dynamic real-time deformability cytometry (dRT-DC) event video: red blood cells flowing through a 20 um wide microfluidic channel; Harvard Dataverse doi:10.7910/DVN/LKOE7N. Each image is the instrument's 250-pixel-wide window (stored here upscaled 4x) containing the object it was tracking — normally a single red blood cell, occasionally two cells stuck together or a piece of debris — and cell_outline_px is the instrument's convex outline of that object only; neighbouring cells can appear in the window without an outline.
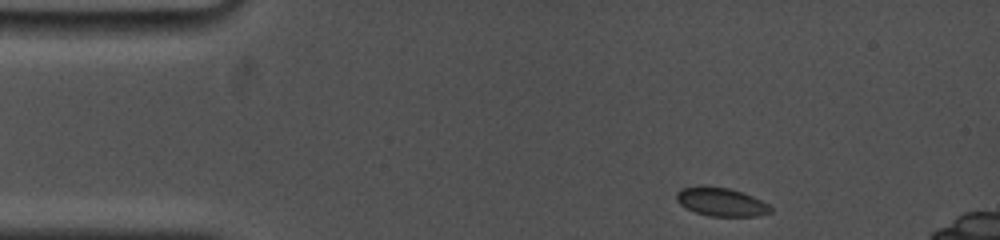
{"species": "common noctule bat (a hibernating species)", "species_latin": "Nyctalus noctula", "temperature_condition": "cold", "stored_images_in_passage": 5, "camera_frame_rate_fps": 5000, "um_per_image_px": 0.085, "animal": {"sex": "female", "body_mass_g": 19.0, "forearm_length_mm": 53.3}, "frame": {"image": 1, "passage_image": 1, "time_ms": 0.0, "image_size_px": [1000, 240], "cell_outline_px": [[772, 212], [756, 216], [708, 216], [696, 212], [680, 204], [676, 200], [676, 192], [680, 188], [700, 184], [728, 188], [744, 192], [768, 204], [772, 208]], "centroid_in_image_um": [61.26, 17.13], "position_along_channel_um": 23.7, "area_um2": 15.84}}
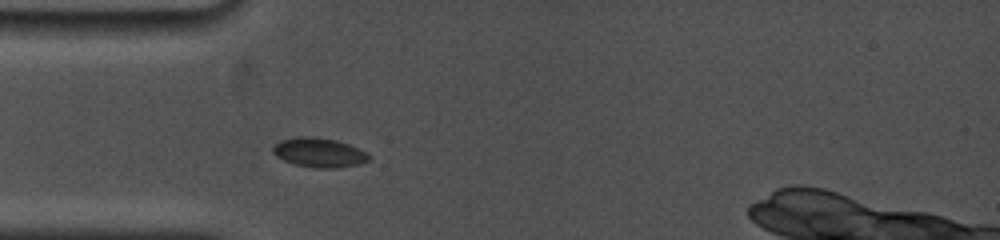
{"frame": {"image": 2, "passage_image": 5, "time_ms": 2.6, "image_size_px": [1000, 240], "cell_outline_px": [[372, 156], [368, 160], [360, 164], [336, 168], [316, 168], [296, 164], [284, 160], [276, 156], [272, 152], [272, 148], [280, 140], [296, 136], [312, 136], [336, 140], [348, 144]], "centroid_in_image_um": [27.1, 12.96], "position_along_channel_um": 57.9, "area_um2": 16.36}}